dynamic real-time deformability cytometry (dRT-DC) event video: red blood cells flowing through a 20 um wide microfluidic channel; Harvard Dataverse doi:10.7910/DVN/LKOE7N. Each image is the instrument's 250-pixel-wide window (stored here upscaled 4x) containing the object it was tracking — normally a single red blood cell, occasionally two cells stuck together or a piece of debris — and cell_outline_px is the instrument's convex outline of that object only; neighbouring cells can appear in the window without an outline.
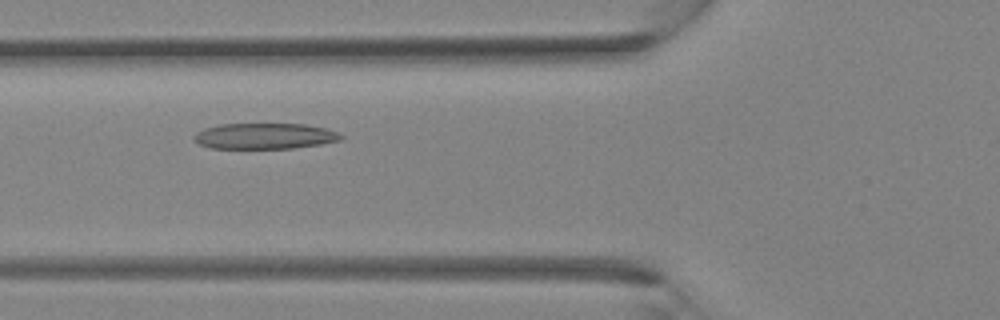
{"species": "Egyptian fruit bat (a non-hibernating species)", "species_latin": "Rousettus aegyptiacus", "temperature_condition": "room temperature", "stored_images_in_passage": 34, "camera_frame_rate_fps": 3000, "um_per_image_px": 0.085, "animal": {"sex": "female"}, "frame": {"image": 1, "passage_image": 11, "time_ms": 3.333, "image_size_px": [1000, 320], "cell_outline_px": [[344, 136], [340, 140], [320, 144], [292, 148], [212, 148], [200, 144], [192, 136], [196, 132], [204, 128], [220, 124], [304, 124], [328, 128]], "centroid_in_image_um": [22.5, 11.56], "position_along_channel_um": 103.3, "area_um2": 22.02}}
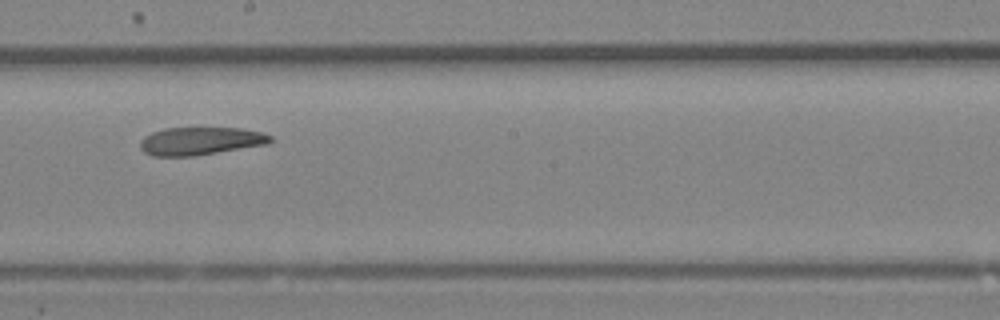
{"frame": {"image": 2, "passage_image": 18, "time_ms": 5.667, "image_size_px": [1000, 320], "cell_outline_px": [[272, 140], [268, 144], [196, 156], [152, 156], [144, 152], [140, 148], [140, 140], [144, 136], [152, 132], [164, 128], [240, 128], [264, 132], [272, 136]], "centroid_in_image_um": [17.04, 11.99], "position_along_channel_um": 231.2, "area_um2": 21.39}}
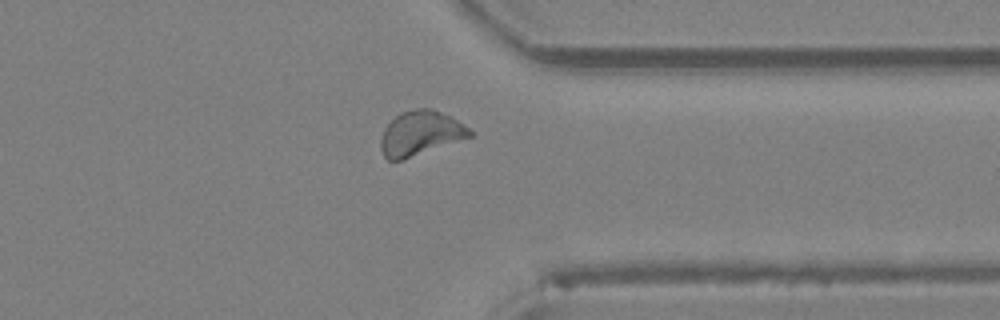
{"frame": {"image": 3, "passage_image": 26, "time_ms": 8.333, "image_size_px": [1000, 320], "cell_outline_px": [[472, 136], [400, 160], [388, 160], [384, 156], [380, 148], [380, 140], [384, 128], [400, 112], [416, 108], [432, 108], [456, 120], [468, 128], [472, 132]], "centroid_in_image_um": [35.69, 11.32], "position_along_channel_um": 375.7, "area_um2": 22.6}}